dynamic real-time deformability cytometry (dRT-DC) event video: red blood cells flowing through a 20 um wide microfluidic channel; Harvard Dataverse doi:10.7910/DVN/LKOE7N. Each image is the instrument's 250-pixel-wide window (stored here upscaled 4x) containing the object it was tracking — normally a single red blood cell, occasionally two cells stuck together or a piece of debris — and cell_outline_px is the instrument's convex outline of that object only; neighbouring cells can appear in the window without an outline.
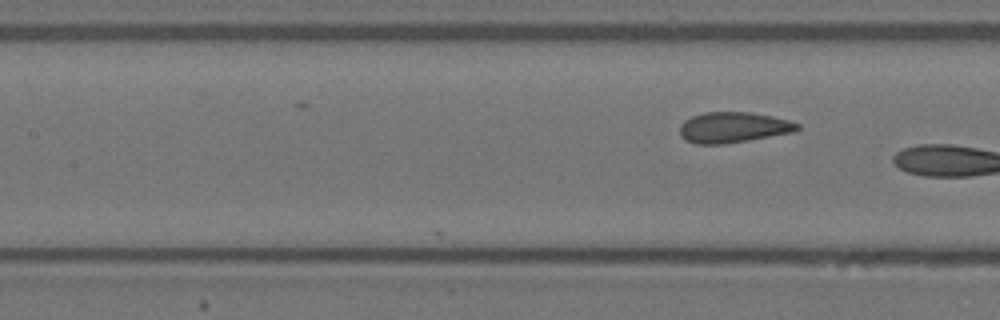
{"species": "Egyptian fruit bat (a non-hibernating species)", "species_latin": "Rousettus aegyptiacus", "temperature_condition": "warm", "stored_images_in_passage": 14, "camera_frame_rate_fps": 3000, "um_per_image_px": 0.085, "animal": {"sex": "female"}, "frame": {"image": 1, "passage_image": 14, "time_ms": 4.333, "image_size_px": [1000, 320], "cell_outline_px": [[800, 128], [792, 132], [748, 140], [724, 144], [696, 144], [684, 140], [680, 136], [680, 124], [684, 120], [692, 116], [704, 112], [752, 112], [772, 116], [788, 120], [800, 124]], "centroid_in_image_um": [62.29, 10.82], "position_along_channel_um": 145.1, "area_um2": 21.04}}